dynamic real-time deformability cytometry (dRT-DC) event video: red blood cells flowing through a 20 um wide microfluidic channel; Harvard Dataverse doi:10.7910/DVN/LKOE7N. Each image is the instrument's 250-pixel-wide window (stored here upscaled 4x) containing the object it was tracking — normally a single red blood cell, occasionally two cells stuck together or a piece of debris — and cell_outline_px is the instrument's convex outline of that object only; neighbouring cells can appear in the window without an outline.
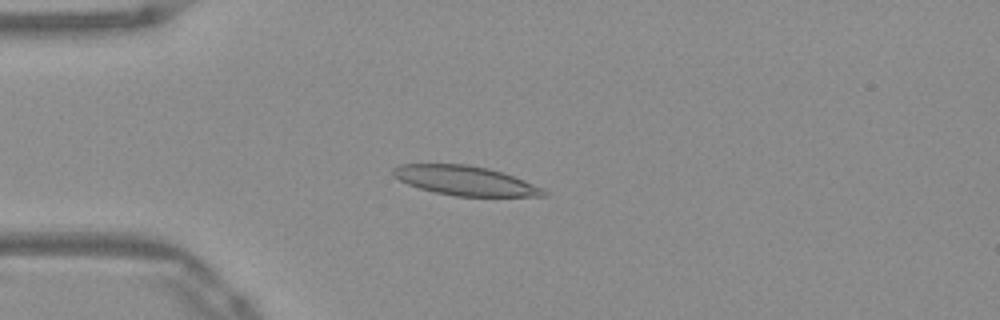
{"species": "Egyptian fruit bat (a non-hibernating species)", "species_latin": "Rousettus aegyptiacus", "temperature_condition": "warm", "stored_images_in_passage": 51, "camera_frame_rate_fps": 3000, "um_per_image_px": 0.085, "frame": {"image": 1, "passage_image": 13, "time_ms": 4.0, "image_size_px": [1000, 320], "cell_outline_px": [[548, 196], [456, 196], [436, 192], [420, 188], [408, 184], [392, 176], [392, 168], [400, 164], [468, 164], [488, 168], [524, 180], [544, 188], [548, 192]], "centroid_in_image_um": [39.54, 15.35], "position_along_channel_um": 45.5, "area_um2": 25.72}}
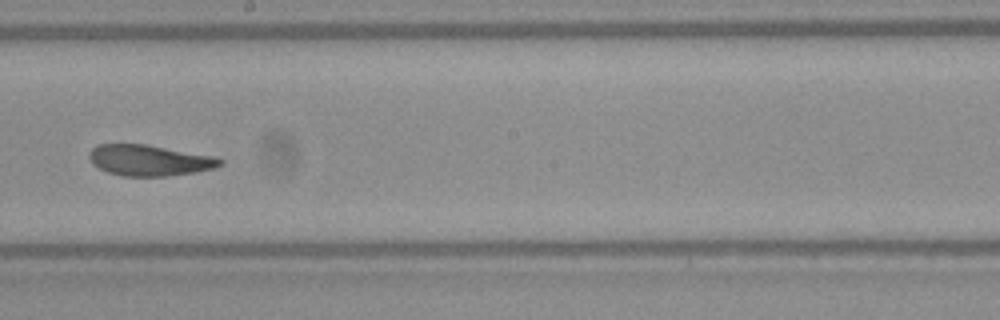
{"frame": {"image": 2, "passage_image": 29, "time_ms": 9.333, "image_size_px": [1000, 320], "cell_outline_px": [[224, 164], [212, 168], [196, 172], [168, 176], [124, 176], [108, 172], [92, 164], [88, 156], [88, 152], [96, 144], [144, 144], [216, 156], [224, 160]], "centroid_in_image_um": [12.7, 13.62], "position_along_channel_um": 235.5, "area_um2": 23.7}}
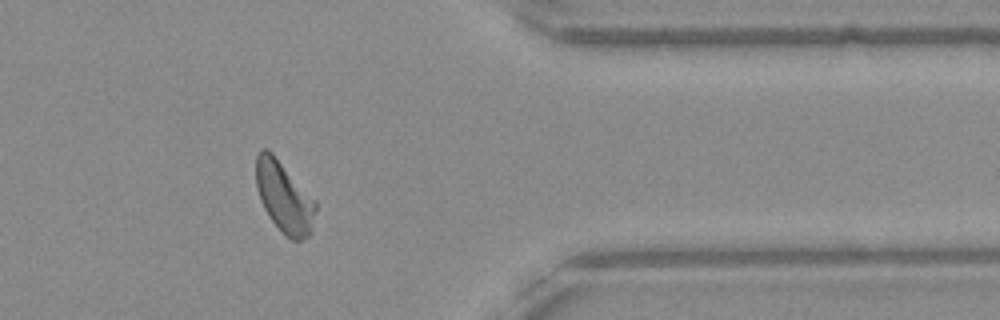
{"frame": {"image": 3, "passage_image": 42, "time_ms": 13.667, "image_size_px": [1000, 320], "cell_outline_px": [[316, 208], [312, 232], [308, 236], [300, 240], [292, 240], [284, 236], [272, 220], [264, 208], [260, 200], [256, 188], [256, 156], [260, 148], [268, 148], [272, 152], [316, 200]], "centroid_in_image_um": [24.15, 16.74], "position_along_channel_um": 387.2, "area_um2": 24.91}, "authors_computed_cell_mechanics": {"area_um2": 24.6806, "velocity_mm_per_s": 3.9008, "shape_relaxation_time_tau1_ms": 8.3609, "shape_relaxation_time_tau2_ms": 2.2044, "deformation_change_tau1": 0.2141, "deformation_change_tau2": 0.0823}}